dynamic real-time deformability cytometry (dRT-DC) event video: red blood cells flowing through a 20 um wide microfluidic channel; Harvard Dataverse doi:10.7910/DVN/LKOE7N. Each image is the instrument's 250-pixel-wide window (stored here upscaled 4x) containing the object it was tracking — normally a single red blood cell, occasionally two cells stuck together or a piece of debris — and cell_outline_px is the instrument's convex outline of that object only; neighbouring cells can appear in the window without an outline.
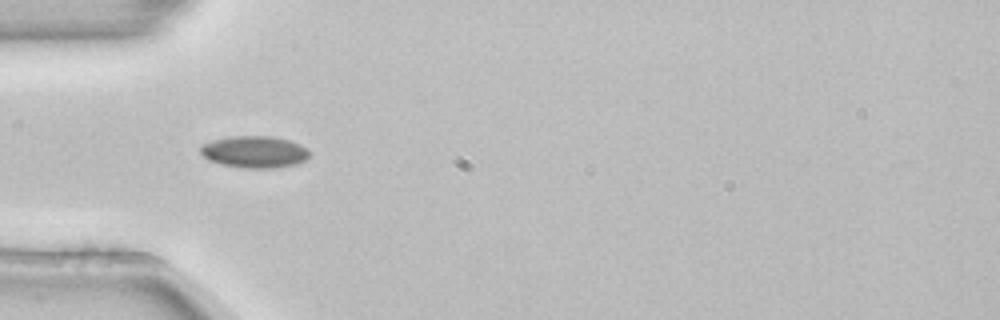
{"species": "common noctule bat (a hibernating species)", "species_latin": "Nyctalus noctula", "temperature_condition": "room temperature", "stored_images_in_passage": 4, "camera_frame_rate_fps": 3000, "um_per_image_px": 0.085, "animal": {"sex": "female", "body_mass_g": 22.7, "forearm_length_mm": 54.2}, "frame": {"image": 1, "passage_image": 4, "time_ms": 1.0, "image_size_px": [1000, 320], "cell_outline_px": [[308, 156], [304, 160], [296, 164], [276, 168], [244, 168], [220, 164], [208, 160], [200, 152], [200, 148], [204, 144], [216, 140], [232, 136], [272, 136], [288, 140], [300, 144], [308, 152]], "centroid_in_image_um": [21.62, 12.92], "position_along_channel_um": 63.4, "area_um2": 20.0}}